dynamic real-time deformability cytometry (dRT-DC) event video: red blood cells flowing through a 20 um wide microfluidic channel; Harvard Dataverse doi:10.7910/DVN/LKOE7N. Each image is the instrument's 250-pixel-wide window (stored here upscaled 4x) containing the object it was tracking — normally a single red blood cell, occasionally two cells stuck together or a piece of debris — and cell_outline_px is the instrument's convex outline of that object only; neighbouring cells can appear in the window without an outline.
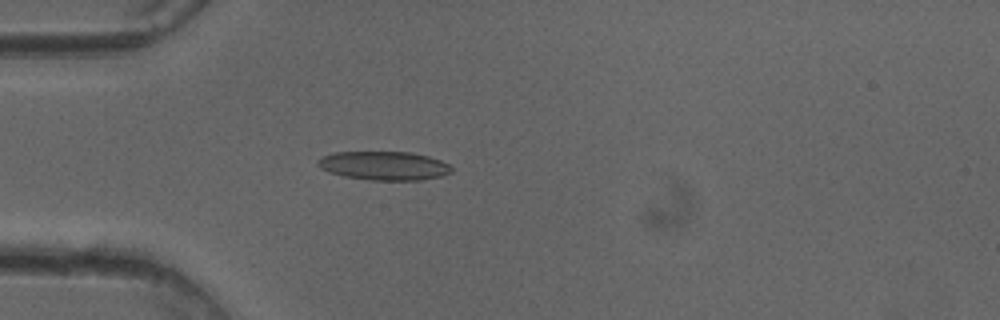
{"species": "common noctule bat (a hibernating species)", "species_latin": "Nyctalus noctula", "temperature_condition": "cold", "stored_images_in_passage": 23, "camera_frame_rate_fps": 3000, "um_per_image_px": 0.085, "animal": {"sex": "female"}, "frame": {"image": 1, "passage_image": 4, "time_ms": 1.0, "image_size_px": [1000, 320], "cell_outline_px": [[452, 172], [440, 176], [424, 180], [368, 180], [344, 176], [328, 172], [320, 168], [316, 164], [316, 160], [332, 152], [412, 152], [428, 156], [440, 160], [448, 164], [452, 168]], "centroid_in_image_um": [32.62, 14.08], "position_along_channel_um": 52.4, "area_um2": 22.54}}
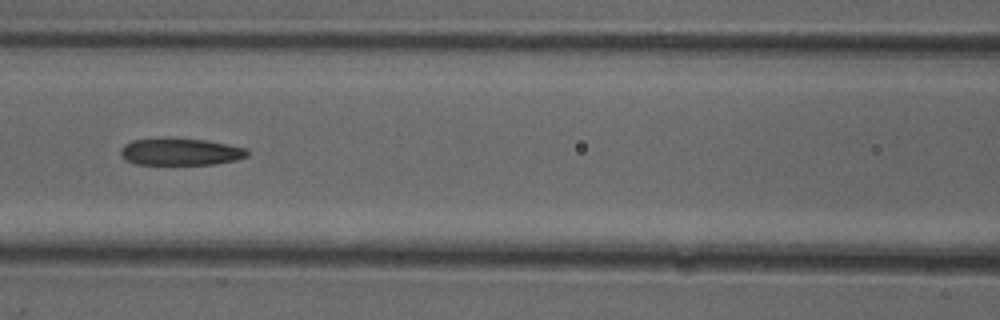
{"frame": {"image": 2, "passage_image": 12, "time_ms": 3.667, "image_size_px": [1000, 320], "cell_outline_px": [[248, 156], [236, 160], [216, 164], [136, 164], [124, 160], [120, 156], [120, 148], [124, 144], [132, 140], [172, 136], [204, 140], [228, 144], [244, 148], [248, 152]], "centroid_in_image_um": [15.27, 12.88], "position_along_channel_um": 151.3, "area_um2": 20.46}}
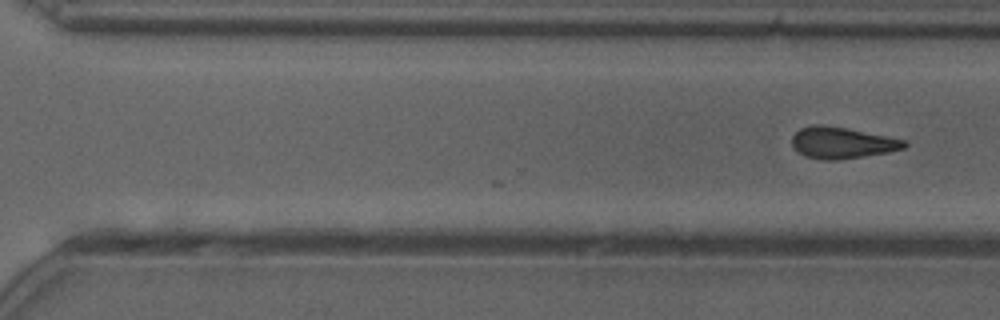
{"frame": {"image": 3, "passage_image": 23, "time_ms": 7.333, "image_size_px": [1000, 320], "cell_outline_px": [[908, 144], [904, 148], [888, 152], [836, 160], [824, 160], [804, 156], [792, 144], [792, 136], [800, 128], [812, 124], [820, 124], [848, 128], [904, 140]], "centroid_in_image_um": [71.54, 12.12], "position_along_channel_um": 299.1, "area_um2": 20.35}}